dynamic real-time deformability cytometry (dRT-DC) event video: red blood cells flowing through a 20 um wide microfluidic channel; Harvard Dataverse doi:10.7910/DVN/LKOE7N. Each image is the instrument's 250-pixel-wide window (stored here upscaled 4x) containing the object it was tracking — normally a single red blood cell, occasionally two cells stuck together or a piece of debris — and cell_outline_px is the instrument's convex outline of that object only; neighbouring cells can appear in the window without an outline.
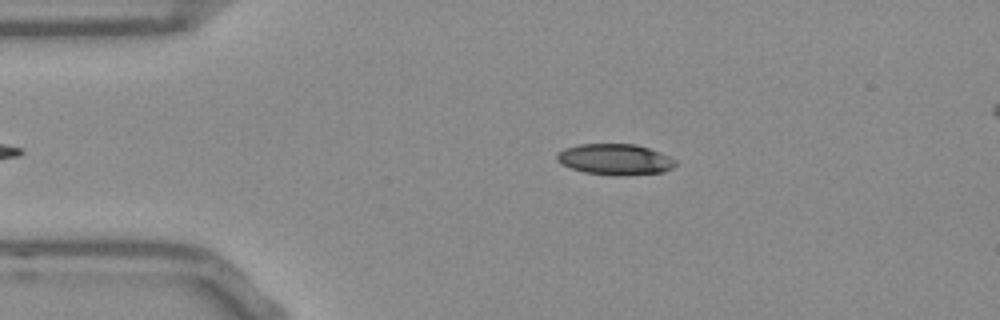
{"species": "Egyptian fruit bat (a non-hibernating species)", "species_latin": "Rousettus aegyptiacus", "temperature_condition": "room temperature", "stored_images_in_passage": 42, "camera_frame_rate_fps": 3000, "um_per_image_px": 0.085, "frame": {"image": 1, "passage_image": 6, "time_ms": 1.667, "image_size_px": [1000, 320], "cell_outline_px": [[676, 164], [672, 168], [664, 172], [620, 176], [616, 176], [584, 172], [560, 164], [556, 160], [556, 156], [564, 148], [580, 144], [636, 144], [660, 152], [676, 160]], "centroid_in_image_um": [52.28, 13.55], "position_along_channel_um": 32.7, "area_um2": 21.44}}
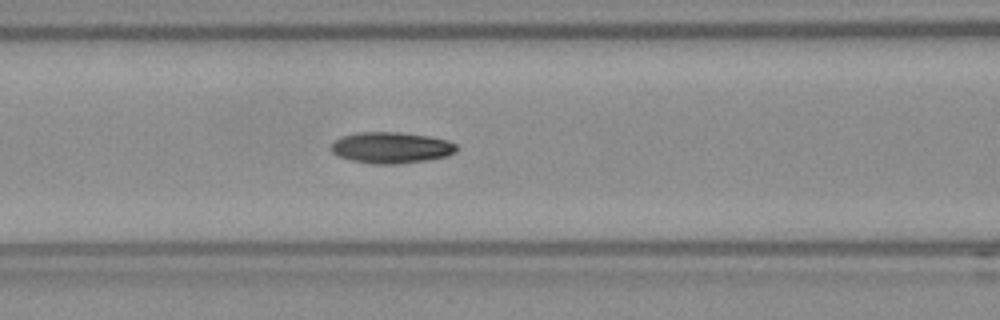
{"frame": {"image": 2, "passage_image": 17, "time_ms": 5.333, "image_size_px": [1000, 320], "cell_outline_px": [[456, 152], [448, 156], [424, 160], [396, 164], [372, 164], [352, 160], [336, 156], [332, 152], [332, 144], [336, 140], [344, 136], [356, 132], [400, 132], [428, 136], [448, 140], [456, 144]], "centroid_in_image_um": [33.26, 12.55], "position_along_channel_um": 133.3, "area_um2": 22.72}}
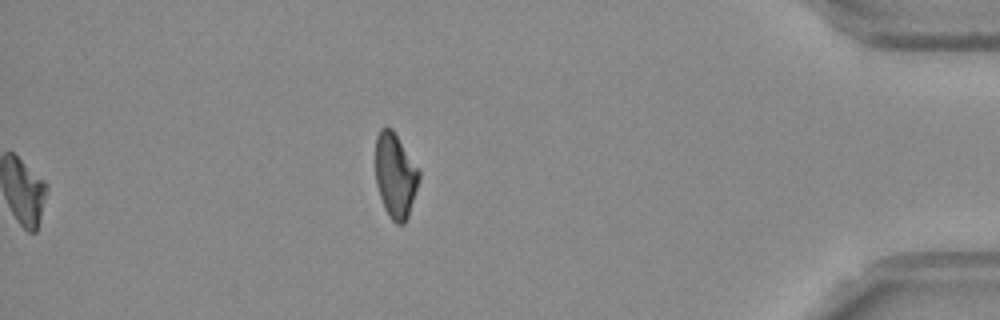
{"frame": {"image": 3, "passage_image": 42, "time_ms": 13.667, "image_size_px": [1000, 320], "cell_outline_px": [[420, 176], [408, 216], [404, 224], [396, 224], [392, 220], [384, 208], [376, 184], [376, 136], [380, 128], [392, 128], [420, 172]], "centroid_in_image_um": [33.59, 14.92], "position_along_channel_um": 401.6, "area_um2": 21.15}, "authors_computed_cell_mechanics": {"area_um2": 21.9351, "velocity_mm_per_s": 3.7837, "shape_relaxation_time_tau1_ms": 10.4323, "shape_relaxation_time_tau2_ms": 5.9474, "deformation_change_tau1": 0.2125, "deformation_change_tau2": 0.119}}